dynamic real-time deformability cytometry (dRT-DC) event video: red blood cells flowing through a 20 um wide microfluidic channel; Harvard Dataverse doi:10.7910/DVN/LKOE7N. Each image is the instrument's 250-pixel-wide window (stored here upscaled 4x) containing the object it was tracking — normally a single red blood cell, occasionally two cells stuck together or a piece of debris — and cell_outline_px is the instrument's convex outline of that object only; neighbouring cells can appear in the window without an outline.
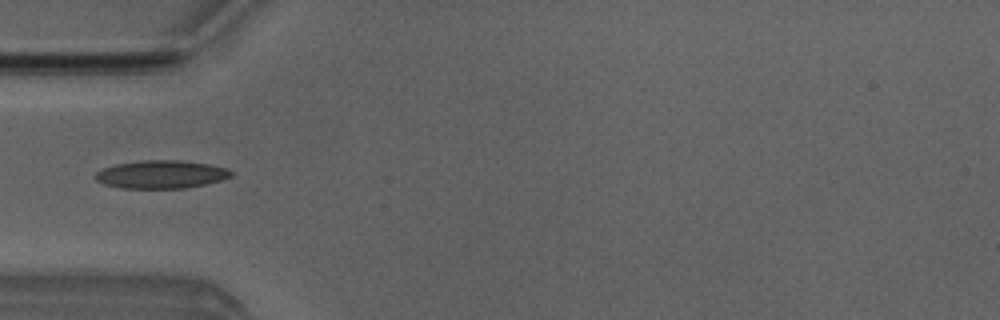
{"species": "Egyptian fruit bat (a non-hibernating species)", "species_latin": "Rousettus aegyptiacus", "temperature_condition": "room temperature", "stored_images_in_passage": 5, "camera_frame_rate_fps": 3000, "um_per_image_px": 0.085, "animal": {"sex": "male"}, "frame": {"image": 1, "passage_image": 4, "time_ms": 3.667, "image_size_px": [1000, 320], "cell_outline_px": [[232, 176], [220, 180], [204, 184], [184, 188], [120, 188], [104, 184], [96, 180], [96, 172], [104, 168], [116, 164], [140, 160], [180, 160], [208, 164], [228, 168], [232, 172]], "centroid_in_image_um": [13.69, 14.82], "position_along_channel_um": 71.3, "area_um2": 22.08}}